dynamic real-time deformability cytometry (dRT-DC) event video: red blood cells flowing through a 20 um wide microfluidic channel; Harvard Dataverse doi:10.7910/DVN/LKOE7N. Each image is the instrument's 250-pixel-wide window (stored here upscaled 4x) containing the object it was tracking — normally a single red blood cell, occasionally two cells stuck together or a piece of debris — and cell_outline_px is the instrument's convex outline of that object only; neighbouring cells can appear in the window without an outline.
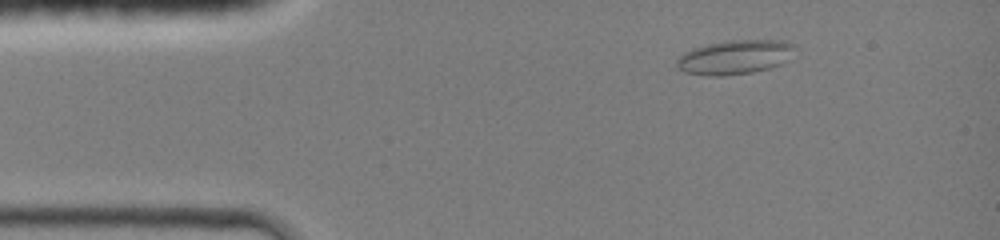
{"species": "common noctule bat (a hibernating species)", "species_latin": "Nyctalus noctula", "temperature_condition": "room temperature", "stored_images_in_passage": 37, "camera_frame_rate_fps": 3000, "um_per_image_px": 0.085, "animal": {"sex": "female", "body_mass_g": 19.0, "forearm_length_mm": 51.5}, "frame": {"image": 1, "passage_image": 1, "time_ms": 0.0, "image_size_px": [1000, 240], "cell_outline_px": [[800, 48], [780, 64], [768, 68], [752, 72], [720, 76], [708, 76], [684, 72], [676, 64], [676, 60], [684, 52], [692, 48], [724, 40], [784, 40], [796, 44]], "centroid_in_image_um": [62.5, 4.83], "position_along_channel_um": 22.5, "area_um2": 23.76}}
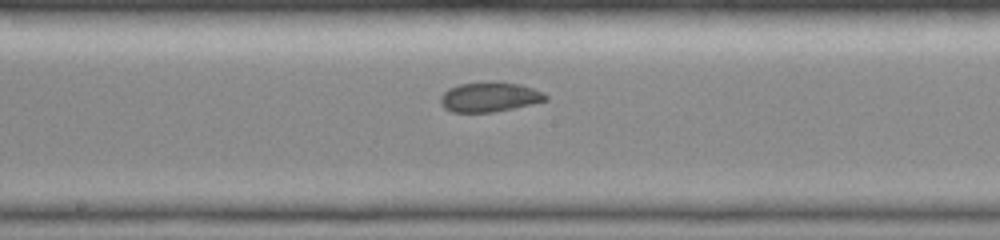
{"frame": {"image": 2, "passage_image": 18, "time_ms": 5.667, "image_size_px": [1000, 240], "cell_outline_px": [[548, 100], [512, 108], [492, 112], [452, 112], [444, 108], [440, 104], [440, 96], [448, 88], [460, 84], [492, 80], [520, 84], [544, 92], [548, 96]], "centroid_in_image_um": [41.59, 8.22], "position_along_channel_um": 206.6, "area_um2": 18.44}}
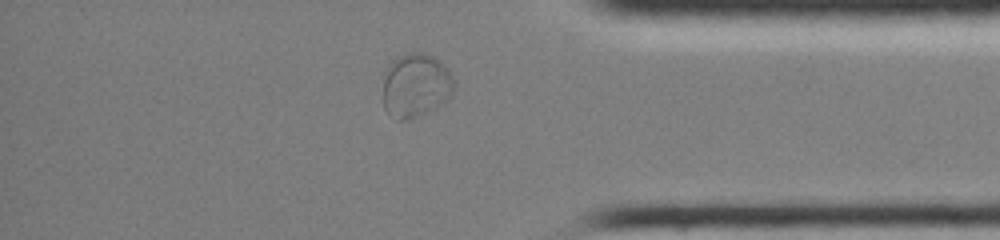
{"frame": {"image": 3, "passage_image": 32, "time_ms": 10.333, "image_size_px": [1000, 240], "cell_outline_px": [[452, 96], [436, 108], [404, 120], [396, 120], [384, 108], [384, 80], [388, 64], [396, 56], [408, 52], [420, 52], [432, 56], [440, 60], [448, 68], [452, 76]], "centroid_in_image_um": [35.33, 7.23], "position_along_channel_um": 399.9, "area_um2": 26.41}}